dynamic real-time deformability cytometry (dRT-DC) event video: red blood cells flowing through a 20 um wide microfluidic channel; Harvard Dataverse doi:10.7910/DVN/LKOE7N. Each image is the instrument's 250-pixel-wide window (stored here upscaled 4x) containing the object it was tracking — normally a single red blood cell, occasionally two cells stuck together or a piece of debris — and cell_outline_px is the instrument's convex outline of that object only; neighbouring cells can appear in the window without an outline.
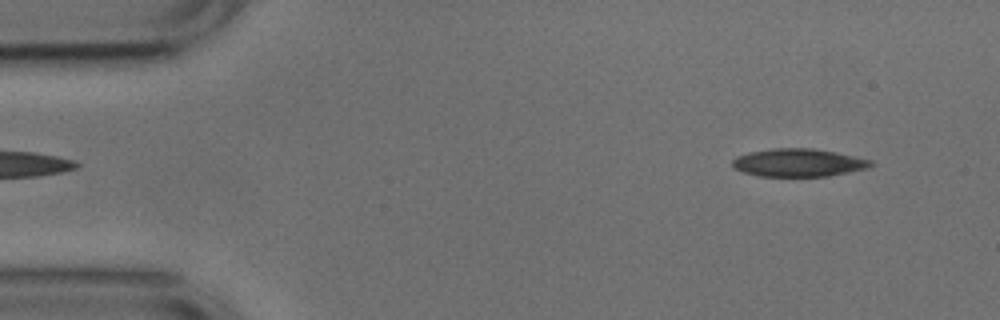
{"species": "common noctule bat (a hibernating species)", "species_latin": "Nyctalus noctula", "temperature_condition": "cold", "stored_images_in_passage": 7, "camera_frame_rate_fps": 3000, "um_per_image_px": 0.085, "animal": {"sex": "male", "body_mass_g": 17.9, "forearm_length_mm": 54.2}, "frame": {"image": 1, "passage_image": 1, "time_ms": 0.0, "image_size_px": [1000, 320], "cell_outline_px": [[876, 164], [868, 168], [828, 176], [760, 176], [744, 172], [732, 168], [732, 160], [736, 156], [748, 152], [772, 148], [812, 148], [872, 160]], "centroid_in_image_um": [67.83, 13.83], "position_along_channel_um": 17.2, "area_um2": 22.48}}